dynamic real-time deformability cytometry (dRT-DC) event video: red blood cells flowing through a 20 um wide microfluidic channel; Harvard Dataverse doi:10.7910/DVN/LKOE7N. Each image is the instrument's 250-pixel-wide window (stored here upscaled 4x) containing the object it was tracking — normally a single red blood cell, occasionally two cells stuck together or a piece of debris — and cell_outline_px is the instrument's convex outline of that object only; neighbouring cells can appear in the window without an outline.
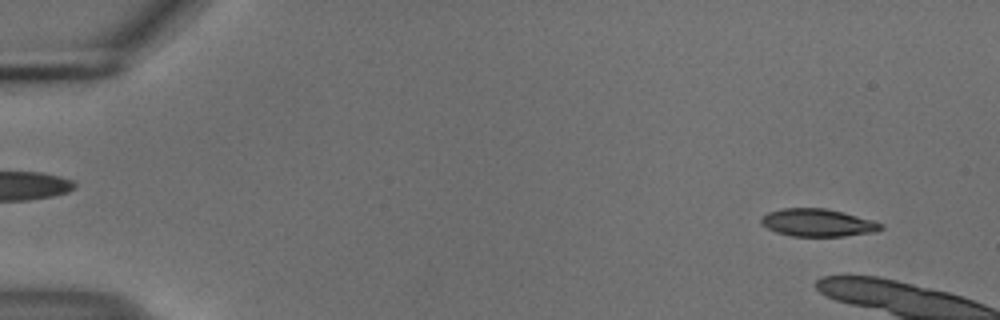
{"species": "common noctule bat (a hibernating species)", "species_latin": "Nyctalus noctula", "temperature_condition": "cold", "stored_images_in_passage": 9, "camera_frame_rate_fps": 3000, "um_per_image_px": 0.085, "animal": {"sex": "male", "body_mass_g": 18.8}, "frame": {"image": 1, "passage_image": 4, "time_ms": 1.0, "image_size_px": [1000, 320], "cell_outline_px": [[884, 228], [876, 232], [844, 236], [792, 236], [776, 232], [760, 224], [760, 216], [768, 212], [784, 208], [824, 208], [844, 212], [872, 220], [884, 224]], "centroid_in_image_um": [69.51, 18.93], "position_along_channel_um": 15.5, "area_um2": 19.42}}